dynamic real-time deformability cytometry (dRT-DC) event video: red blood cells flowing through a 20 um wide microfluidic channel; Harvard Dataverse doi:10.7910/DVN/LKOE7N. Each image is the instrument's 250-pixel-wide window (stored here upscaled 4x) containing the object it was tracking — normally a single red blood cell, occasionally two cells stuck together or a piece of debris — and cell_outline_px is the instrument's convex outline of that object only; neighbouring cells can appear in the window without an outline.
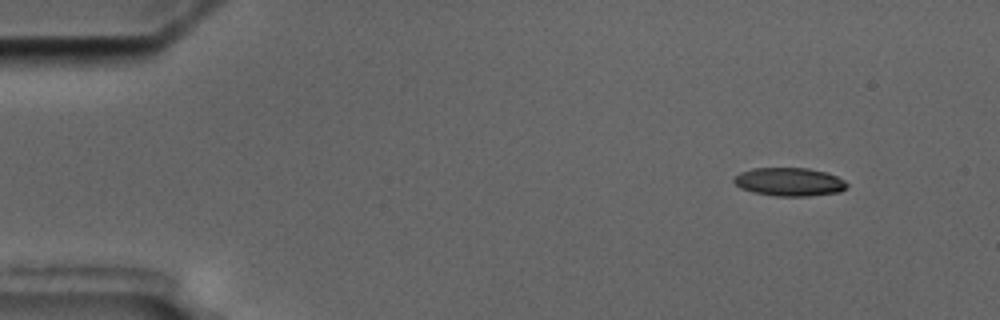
{"species": "common noctule bat (a hibernating species)", "species_latin": "Nyctalus noctula", "temperature_condition": "cold", "stored_images_in_passage": 4, "camera_frame_rate_fps": 3000, "um_per_image_px": 0.085, "animal": {"sex": "male", "body_mass_g": 17.5, "forearm_length_mm": 52.3}, "frame": {"image": 1, "passage_image": 1, "time_ms": 0.0, "image_size_px": [1000, 320], "cell_outline_px": [[848, 184], [840, 192], [808, 196], [776, 196], [752, 192], [740, 188], [732, 180], [740, 172], [752, 168], [808, 168], [828, 172], [844, 180]], "centroid_in_image_um": [67.08, 15.45], "position_along_channel_um": 17.9, "area_um2": 18.73}}
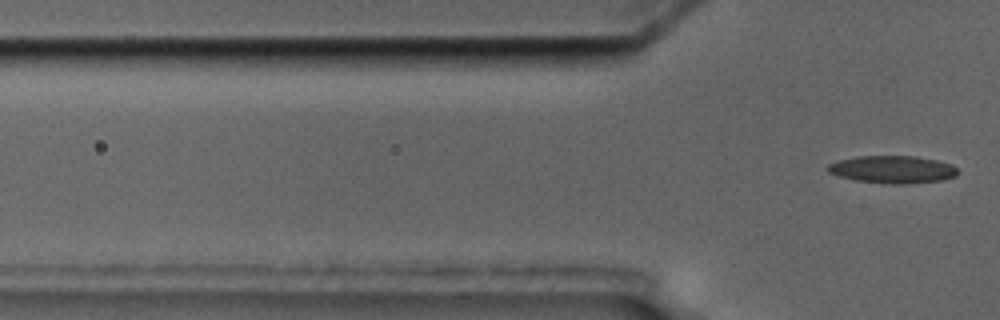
{"frame": {"image": 2, "passage_image": 4, "time_ms": 3.333, "image_size_px": [1000, 320], "cell_outline_px": [[960, 172], [956, 176], [940, 180], [908, 184], [884, 184], [856, 180], [840, 176], [828, 172], [824, 168], [828, 164], [840, 160], [856, 156], [916, 156], [936, 160], [952, 164]], "centroid_in_image_um": [75.87, 14.4], "position_along_channel_um": 49.9, "area_um2": 20.98}}